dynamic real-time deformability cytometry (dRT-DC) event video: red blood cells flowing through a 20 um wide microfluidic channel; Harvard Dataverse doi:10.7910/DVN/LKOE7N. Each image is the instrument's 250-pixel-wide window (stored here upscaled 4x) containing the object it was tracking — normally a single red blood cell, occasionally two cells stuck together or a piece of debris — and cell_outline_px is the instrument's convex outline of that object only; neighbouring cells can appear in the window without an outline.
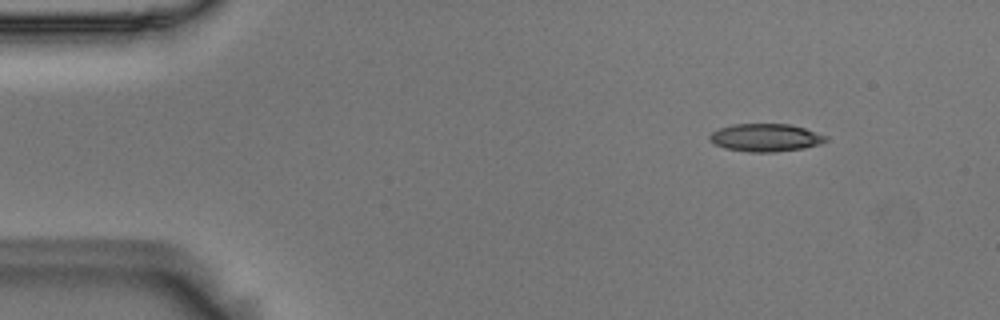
{"species": "Egyptian fruit bat (a non-hibernating species)", "species_latin": "Rousettus aegyptiacus", "temperature_condition": "room temperature", "stored_images_in_passage": 7, "camera_frame_rate_fps": 3000, "um_per_image_px": 0.085, "animal": {"sex": "male"}, "frame": {"image": 1, "passage_image": 1, "time_ms": 0.0, "image_size_px": [1000, 320], "cell_outline_px": [[828, 140], [820, 144], [804, 148], [776, 152], [748, 152], [724, 148], [708, 140], [708, 136], [712, 132], [720, 128], [732, 124], [788, 124], [804, 128], [828, 136]], "centroid_in_image_um": [65.07, 11.7], "position_along_channel_um": 19.9, "area_um2": 18.9}}
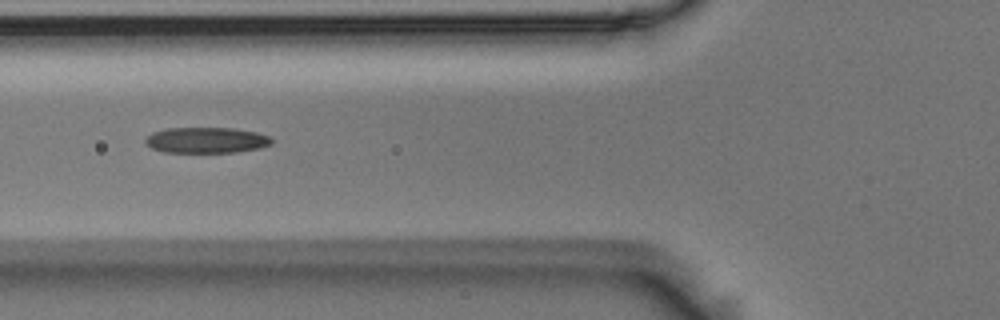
{"frame": {"image": 2, "passage_image": 5, "time_ms": 1.333, "image_size_px": [1000, 320], "cell_outline_px": [[272, 144], [260, 148], [236, 152], [164, 152], [152, 148], [144, 144], [144, 140], [152, 132], [168, 128], [232, 128], [256, 132], [268, 136], [272, 140]], "centroid_in_image_um": [17.52, 11.91], "position_along_channel_um": 108.3, "area_um2": 18.96}}
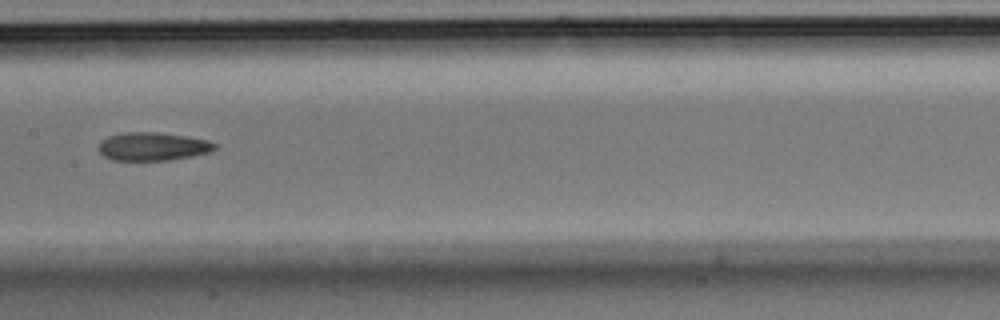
{"frame": {"image": 3, "passage_image": 7, "time_ms": 2.0, "image_size_px": [1000, 320], "cell_outline_px": [[216, 148], [208, 152], [192, 156], [172, 160], [112, 160], [104, 156], [100, 152], [100, 144], [108, 136], [124, 132], [156, 132], [188, 136], [208, 140], [216, 144]], "centroid_in_image_um": [13.01, 12.45], "position_along_channel_um": 194.4, "area_um2": 19.02}}